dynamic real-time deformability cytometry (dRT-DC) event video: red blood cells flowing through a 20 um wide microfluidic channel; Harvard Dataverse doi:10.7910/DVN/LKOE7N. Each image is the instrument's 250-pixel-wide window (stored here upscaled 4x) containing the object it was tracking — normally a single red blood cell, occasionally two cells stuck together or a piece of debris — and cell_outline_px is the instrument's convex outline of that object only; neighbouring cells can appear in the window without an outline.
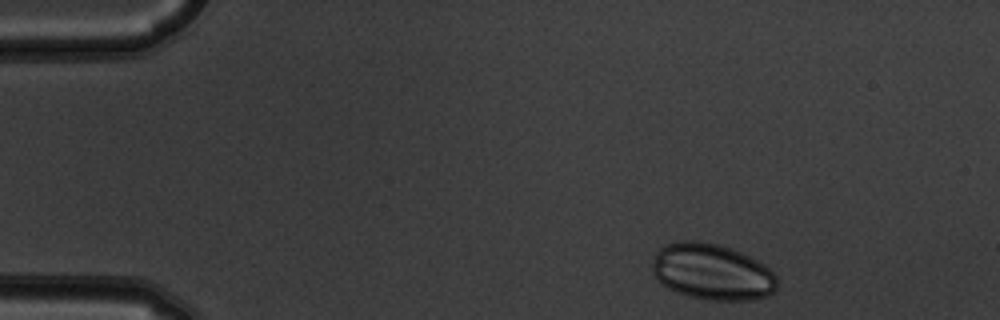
{"species": "common noctule bat (a hibernating species)", "species_latin": "Nyctalus noctula", "temperature_condition": "warm", "stored_images_in_passage": 13, "camera_frame_rate_fps": 3000, "um_per_image_px": 0.085, "animal": {"sex": "male", "body_mass_g": 19.5, "forearm_length_mm": 54.6}, "frame": {"image": 1, "passage_image": 1, "time_ms": 0.0, "image_size_px": [1000, 320], "cell_outline_px": [[776, 288], [768, 296], [748, 300], [708, 300], [688, 296], [676, 292], [668, 288], [652, 272], [652, 264], [656, 252], [664, 244], [676, 240], [696, 240], [716, 244], [732, 248], [764, 264], [776, 276]], "centroid_in_image_um": [60.5, 23.1], "position_along_channel_um": 24.5, "area_um2": 40.86}}
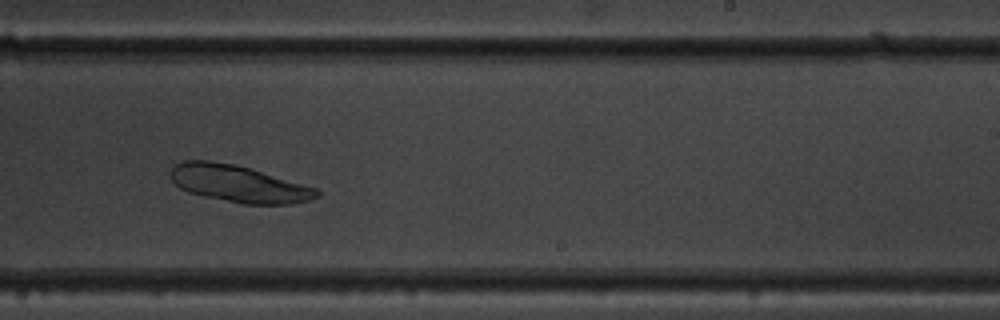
{"frame": {"image": 2, "passage_image": 8, "time_ms": 2.333, "image_size_px": [1000, 320], "cell_outline_px": [[320, 196], [308, 200], [292, 204], [244, 204], [204, 196], [188, 192], [180, 188], [172, 180], [168, 172], [172, 164], [180, 160], [208, 160], [236, 164], [316, 188], [320, 192]], "centroid_in_image_um": [20.21, 15.6], "position_along_channel_um": 268.8, "area_um2": 31.62}}
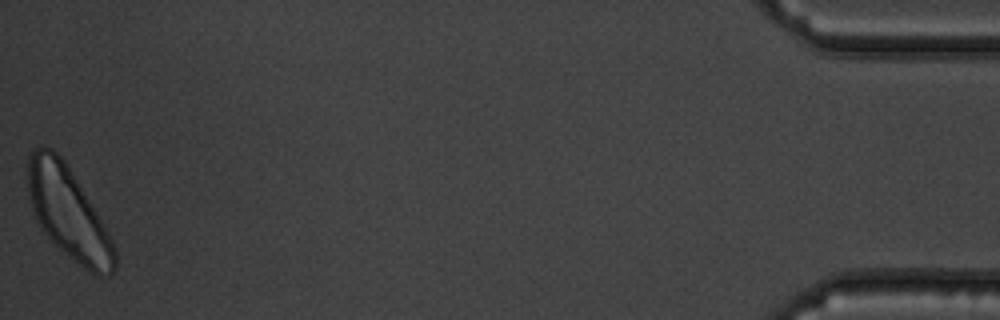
{"frame": {"image": 3, "passage_image": 13, "time_ms": 4.0, "image_size_px": [1000, 320], "cell_outline_px": [[116, 268], [108, 276], [96, 276], [84, 268], [60, 248], [48, 236], [36, 220], [32, 208], [28, 192], [28, 156], [36, 148], [44, 144], [52, 148], [64, 160], [108, 232], [112, 240], [116, 252]], "centroid_in_image_um": [5.8, 18.1], "position_along_channel_um": 429.4, "area_um2": 45.43}}